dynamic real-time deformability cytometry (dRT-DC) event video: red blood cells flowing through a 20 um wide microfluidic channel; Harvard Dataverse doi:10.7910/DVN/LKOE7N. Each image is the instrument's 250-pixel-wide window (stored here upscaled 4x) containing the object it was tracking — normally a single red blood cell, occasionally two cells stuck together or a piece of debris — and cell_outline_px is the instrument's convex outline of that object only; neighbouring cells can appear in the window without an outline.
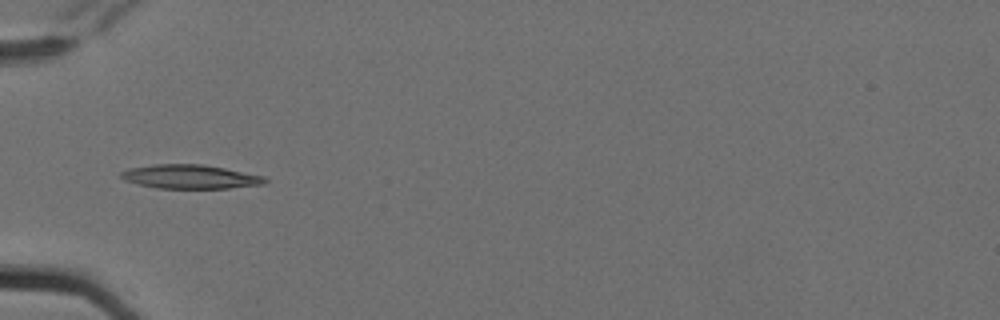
{"species": "Egyptian fruit bat (a non-hibernating species)", "species_latin": "Rousettus aegyptiacus", "temperature_condition": "cold", "stored_images_in_passage": 7, "camera_frame_rate_fps": 3000, "um_per_image_px": 0.085, "animal": {"sex": "female"}, "frame": {"image": 1, "passage_image": 6, "time_ms": 1.667, "image_size_px": [1000, 320], "cell_outline_px": [[268, 180], [264, 184], [228, 188], [156, 188], [136, 184], [124, 180], [120, 176], [120, 172], [128, 168], [152, 164], [204, 164], [264, 176]], "centroid_in_image_um": [16.12, 15.01], "position_along_channel_um": 68.9, "area_um2": 20.17}}
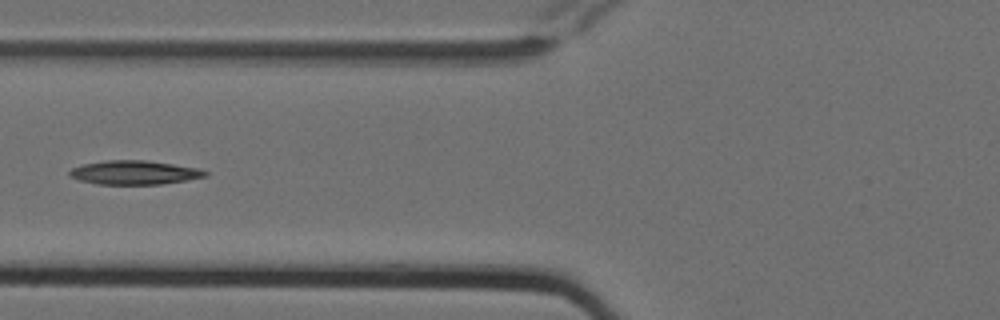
{"frame": {"image": 2, "passage_image": 7, "time_ms": 2.0, "image_size_px": [1000, 320], "cell_outline_px": [[208, 176], [160, 184], [96, 184], [80, 180], [68, 176], [68, 172], [72, 168], [80, 164], [104, 160], [144, 160], [200, 168], [208, 172]], "centroid_in_image_um": [11.38, 14.66], "position_along_channel_um": 114.4, "area_um2": 18.96}}